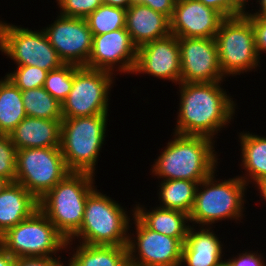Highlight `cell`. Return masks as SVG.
Wrapping results in <instances>:
<instances>
[{"label":"cell","mask_w":266,"mask_h":266,"mask_svg":"<svg viewBox=\"0 0 266 266\" xmlns=\"http://www.w3.org/2000/svg\"><path fill=\"white\" fill-rule=\"evenodd\" d=\"M85 19L92 35H100L125 28L126 9L101 4Z\"/></svg>","instance_id":"obj_28"},{"label":"cell","mask_w":266,"mask_h":266,"mask_svg":"<svg viewBox=\"0 0 266 266\" xmlns=\"http://www.w3.org/2000/svg\"><path fill=\"white\" fill-rule=\"evenodd\" d=\"M73 85V64H63L60 68L49 71L43 88L62 103L69 95Z\"/></svg>","instance_id":"obj_29"},{"label":"cell","mask_w":266,"mask_h":266,"mask_svg":"<svg viewBox=\"0 0 266 266\" xmlns=\"http://www.w3.org/2000/svg\"><path fill=\"white\" fill-rule=\"evenodd\" d=\"M181 63L178 37L154 40L138 48L133 74H147L157 79L180 83Z\"/></svg>","instance_id":"obj_16"},{"label":"cell","mask_w":266,"mask_h":266,"mask_svg":"<svg viewBox=\"0 0 266 266\" xmlns=\"http://www.w3.org/2000/svg\"><path fill=\"white\" fill-rule=\"evenodd\" d=\"M15 257L0 245V266H14Z\"/></svg>","instance_id":"obj_38"},{"label":"cell","mask_w":266,"mask_h":266,"mask_svg":"<svg viewBox=\"0 0 266 266\" xmlns=\"http://www.w3.org/2000/svg\"><path fill=\"white\" fill-rule=\"evenodd\" d=\"M54 22L43 27L49 43L64 64L86 66L92 51L93 35L84 18L57 15Z\"/></svg>","instance_id":"obj_13"},{"label":"cell","mask_w":266,"mask_h":266,"mask_svg":"<svg viewBox=\"0 0 266 266\" xmlns=\"http://www.w3.org/2000/svg\"><path fill=\"white\" fill-rule=\"evenodd\" d=\"M109 114L63 118L60 150L70 172L96 175V165L107 135Z\"/></svg>","instance_id":"obj_6"},{"label":"cell","mask_w":266,"mask_h":266,"mask_svg":"<svg viewBox=\"0 0 266 266\" xmlns=\"http://www.w3.org/2000/svg\"><path fill=\"white\" fill-rule=\"evenodd\" d=\"M26 116L62 120V104L43 87L21 91Z\"/></svg>","instance_id":"obj_27"},{"label":"cell","mask_w":266,"mask_h":266,"mask_svg":"<svg viewBox=\"0 0 266 266\" xmlns=\"http://www.w3.org/2000/svg\"><path fill=\"white\" fill-rule=\"evenodd\" d=\"M252 22L255 32L256 50L259 58L266 53V17L259 15H246Z\"/></svg>","instance_id":"obj_34"},{"label":"cell","mask_w":266,"mask_h":266,"mask_svg":"<svg viewBox=\"0 0 266 266\" xmlns=\"http://www.w3.org/2000/svg\"><path fill=\"white\" fill-rule=\"evenodd\" d=\"M95 175L70 172L38 200L39 209L68 241L80 229L87 197L97 188Z\"/></svg>","instance_id":"obj_3"},{"label":"cell","mask_w":266,"mask_h":266,"mask_svg":"<svg viewBox=\"0 0 266 266\" xmlns=\"http://www.w3.org/2000/svg\"><path fill=\"white\" fill-rule=\"evenodd\" d=\"M255 187L257 188V191H260V197L264 199L266 202V178L261 179L258 183L255 184Z\"/></svg>","instance_id":"obj_42"},{"label":"cell","mask_w":266,"mask_h":266,"mask_svg":"<svg viewBox=\"0 0 266 266\" xmlns=\"http://www.w3.org/2000/svg\"><path fill=\"white\" fill-rule=\"evenodd\" d=\"M61 258H57L50 266H71L70 262H69V258H68V262L67 264L64 263V261H61ZM65 264V265H64Z\"/></svg>","instance_id":"obj_43"},{"label":"cell","mask_w":266,"mask_h":266,"mask_svg":"<svg viewBox=\"0 0 266 266\" xmlns=\"http://www.w3.org/2000/svg\"><path fill=\"white\" fill-rule=\"evenodd\" d=\"M57 258L48 256H28L15 258L14 266H50Z\"/></svg>","instance_id":"obj_37"},{"label":"cell","mask_w":266,"mask_h":266,"mask_svg":"<svg viewBox=\"0 0 266 266\" xmlns=\"http://www.w3.org/2000/svg\"><path fill=\"white\" fill-rule=\"evenodd\" d=\"M138 48L125 28L93 35L92 51L85 67L133 74Z\"/></svg>","instance_id":"obj_14"},{"label":"cell","mask_w":266,"mask_h":266,"mask_svg":"<svg viewBox=\"0 0 266 266\" xmlns=\"http://www.w3.org/2000/svg\"><path fill=\"white\" fill-rule=\"evenodd\" d=\"M133 3H139L152 8L154 11L166 15L169 19L172 18L175 4L177 0H132Z\"/></svg>","instance_id":"obj_36"},{"label":"cell","mask_w":266,"mask_h":266,"mask_svg":"<svg viewBox=\"0 0 266 266\" xmlns=\"http://www.w3.org/2000/svg\"><path fill=\"white\" fill-rule=\"evenodd\" d=\"M225 18L198 0H177L170 32L178 38H215Z\"/></svg>","instance_id":"obj_17"},{"label":"cell","mask_w":266,"mask_h":266,"mask_svg":"<svg viewBox=\"0 0 266 266\" xmlns=\"http://www.w3.org/2000/svg\"><path fill=\"white\" fill-rule=\"evenodd\" d=\"M60 11L66 17L86 18L102 4V0H56Z\"/></svg>","instance_id":"obj_32"},{"label":"cell","mask_w":266,"mask_h":266,"mask_svg":"<svg viewBox=\"0 0 266 266\" xmlns=\"http://www.w3.org/2000/svg\"><path fill=\"white\" fill-rule=\"evenodd\" d=\"M198 182L183 179L159 181L158 207L191 214L195 203Z\"/></svg>","instance_id":"obj_25"},{"label":"cell","mask_w":266,"mask_h":266,"mask_svg":"<svg viewBox=\"0 0 266 266\" xmlns=\"http://www.w3.org/2000/svg\"><path fill=\"white\" fill-rule=\"evenodd\" d=\"M134 214L151 230L177 238L185 243L190 228V217L178 210L164 209L157 205L149 208L135 204Z\"/></svg>","instance_id":"obj_22"},{"label":"cell","mask_w":266,"mask_h":266,"mask_svg":"<svg viewBox=\"0 0 266 266\" xmlns=\"http://www.w3.org/2000/svg\"><path fill=\"white\" fill-rule=\"evenodd\" d=\"M48 71L35 66H16V70L6 73L21 91L43 87Z\"/></svg>","instance_id":"obj_30"},{"label":"cell","mask_w":266,"mask_h":266,"mask_svg":"<svg viewBox=\"0 0 266 266\" xmlns=\"http://www.w3.org/2000/svg\"><path fill=\"white\" fill-rule=\"evenodd\" d=\"M151 166L152 176L159 180L183 179L200 183L217 169L215 141L205 136L174 133Z\"/></svg>","instance_id":"obj_2"},{"label":"cell","mask_w":266,"mask_h":266,"mask_svg":"<svg viewBox=\"0 0 266 266\" xmlns=\"http://www.w3.org/2000/svg\"><path fill=\"white\" fill-rule=\"evenodd\" d=\"M9 184V181L0 176V192Z\"/></svg>","instance_id":"obj_44"},{"label":"cell","mask_w":266,"mask_h":266,"mask_svg":"<svg viewBox=\"0 0 266 266\" xmlns=\"http://www.w3.org/2000/svg\"><path fill=\"white\" fill-rule=\"evenodd\" d=\"M215 173L198 184L195 203L189 215L193 226L214 227L213 224L228 219L235 222L240 220L242 223L241 219L245 216V193L250 186L239 175L218 180Z\"/></svg>","instance_id":"obj_4"},{"label":"cell","mask_w":266,"mask_h":266,"mask_svg":"<svg viewBox=\"0 0 266 266\" xmlns=\"http://www.w3.org/2000/svg\"><path fill=\"white\" fill-rule=\"evenodd\" d=\"M218 266H229V264L226 261H223L220 265Z\"/></svg>","instance_id":"obj_45"},{"label":"cell","mask_w":266,"mask_h":266,"mask_svg":"<svg viewBox=\"0 0 266 266\" xmlns=\"http://www.w3.org/2000/svg\"><path fill=\"white\" fill-rule=\"evenodd\" d=\"M133 3L132 0H102V4L127 9Z\"/></svg>","instance_id":"obj_39"},{"label":"cell","mask_w":266,"mask_h":266,"mask_svg":"<svg viewBox=\"0 0 266 266\" xmlns=\"http://www.w3.org/2000/svg\"><path fill=\"white\" fill-rule=\"evenodd\" d=\"M71 247L72 241H67L66 250L72 248L69 259L71 266H129L127 246H103L78 243ZM76 250V251H75Z\"/></svg>","instance_id":"obj_24"},{"label":"cell","mask_w":266,"mask_h":266,"mask_svg":"<svg viewBox=\"0 0 266 266\" xmlns=\"http://www.w3.org/2000/svg\"><path fill=\"white\" fill-rule=\"evenodd\" d=\"M2 78L0 79V134L9 135L26 117V113L21 90L6 76Z\"/></svg>","instance_id":"obj_26"},{"label":"cell","mask_w":266,"mask_h":266,"mask_svg":"<svg viewBox=\"0 0 266 266\" xmlns=\"http://www.w3.org/2000/svg\"><path fill=\"white\" fill-rule=\"evenodd\" d=\"M0 51L17 66H35L49 72L64 64L43 29L33 31L5 20H0Z\"/></svg>","instance_id":"obj_10"},{"label":"cell","mask_w":266,"mask_h":266,"mask_svg":"<svg viewBox=\"0 0 266 266\" xmlns=\"http://www.w3.org/2000/svg\"><path fill=\"white\" fill-rule=\"evenodd\" d=\"M68 173L60 147L17 150L15 182L24 186L37 200Z\"/></svg>","instance_id":"obj_11"},{"label":"cell","mask_w":266,"mask_h":266,"mask_svg":"<svg viewBox=\"0 0 266 266\" xmlns=\"http://www.w3.org/2000/svg\"><path fill=\"white\" fill-rule=\"evenodd\" d=\"M225 261L229 264V266H266L265 257H263V253L258 254L253 250L252 251H243V253H239L237 256L230 257L229 259H225Z\"/></svg>","instance_id":"obj_33"},{"label":"cell","mask_w":266,"mask_h":266,"mask_svg":"<svg viewBox=\"0 0 266 266\" xmlns=\"http://www.w3.org/2000/svg\"><path fill=\"white\" fill-rule=\"evenodd\" d=\"M127 209L97 188L87 197L79 231L68 241L89 245L127 246L131 216ZM129 215V216H128Z\"/></svg>","instance_id":"obj_5"},{"label":"cell","mask_w":266,"mask_h":266,"mask_svg":"<svg viewBox=\"0 0 266 266\" xmlns=\"http://www.w3.org/2000/svg\"><path fill=\"white\" fill-rule=\"evenodd\" d=\"M241 168L245 171L239 177L247 184H256L266 178V137L253 132H240Z\"/></svg>","instance_id":"obj_23"},{"label":"cell","mask_w":266,"mask_h":266,"mask_svg":"<svg viewBox=\"0 0 266 266\" xmlns=\"http://www.w3.org/2000/svg\"><path fill=\"white\" fill-rule=\"evenodd\" d=\"M125 29L137 48L171 34L166 15L139 3H132L126 9Z\"/></svg>","instance_id":"obj_19"},{"label":"cell","mask_w":266,"mask_h":266,"mask_svg":"<svg viewBox=\"0 0 266 266\" xmlns=\"http://www.w3.org/2000/svg\"><path fill=\"white\" fill-rule=\"evenodd\" d=\"M212 227L190 226L182 249L180 266H218L225 254L223 243Z\"/></svg>","instance_id":"obj_18"},{"label":"cell","mask_w":266,"mask_h":266,"mask_svg":"<svg viewBox=\"0 0 266 266\" xmlns=\"http://www.w3.org/2000/svg\"><path fill=\"white\" fill-rule=\"evenodd\" d=\"M205 6L219 12L224 18L238 17L242 14L230 3L229 0H198Z\"/></svg>","instance_id":"obj_35"},{"label":"cell","mask_w":266,"mask_h":266,"mask_svg":"<svg viewBox=\"0 0 266 266\" xmlns=\"http://www.w3.org/2000/svg\"><path fill=\"white\" fill-rule=\"evenodd\" d=\"M17 149L9 135L0 134V176L9 182L16 180Z\"/></svg>","instance_id":"obj_31"},{"label":"cell","mask_w":266,"mask_h":266,"mask_svg":"<svg viewBox=\"0 0 266 266\" xmlns=\"http://www.w3.org/2000/svg\"><path fill=\"white\" fill-rule=\"evenodd\" d=\"M180 82H224L215 38H178Z\"/></svg>","instance_id":"obj_15"},{"label":"cell","mask_w":266,"mask_h":266,"mask_svg":"<svg viewBox=\"0 0 266 266\" xmlns=\"http://www.w3.org/2000/svg\"><path fill=\"white\" fill-rule=\"evenodd\" d=\"M221 84H178L180 102L173 134L205 136L214 140L223 128L231 124L237 104Z\"/></svg>","instance_id":"obj_1"},{"label":"cell","mask_w":266,"mask_h":266,"mask_svg":"<svg viewBox=\"0 0 266 266\" xmlns=\"http://www.w3.org/2000/svg\"><path fill=\"white\" fill-rule=\"evenodd\" d=\"M38 200L20 183L9 182L0 192V236L39 209Z\"/></svg>","instance_id":"obj_21"},{"label":"cell","mask_w":266,"mask_h":266,"mask_svg":"<svg viewBox=\"0 0 266 266\" xmlns=\"http://www.w3.org/2000/svg\"><path fill=\"white\" fill-rule=\"evenodd\" d=\"M230 3L242 14L246 15L249 13V10L247 11L246 6L250 2L249 0H229Z\"/></svg>","instance_id":"obj_40"},{"label":"cell","mask_w":266,"mask_h":266,"mask_svg":"<svg viewBox=\"0 0 266 266\" xmlns=\"http://www.w3.org/2000/svg\"><path fill=\"white\" fill-rule=\"evenodd\" d=\"M215 41L219 65L225 78L257 71L261 67L254 28L246 15L225 18L215 35Z\"/></svg>","instance_id":"obj_7"},{"label":"cell","mask_w":266,"mask_h":266,"mask_svg":"<svg viewBox=\"0 0 266 266\" xmlns=\"http://www.w3.org/2000/svg\"><path fill=\"white\" fill-rule=\"evenodd\" d=\"M131 220L134 222L129 225V266H180L182 241L149 229L135 214ZM133 223L135 231L130 230Z\"/></svg>","instance_id":"obj_12"},{"label":"cell","mask_w":266,"mask_h":266,"mask_svg":"<svg viewBox=\"0 0 266 266\" xmlns=\"http://www.w3.org/2000/svg\"><path fill=\"white\" fill-rule=\"evenodd\" d=\"M61 122L26 116L9 136L17 150L60 147Z\"/></svg>","instance_id":"obj_20"},{"label":"cell","mask_w":266,"mask_h":266,"mask_svg":"<svg viewBox=\"0 0 266 266\" xmlns=\"http://www.w3.org/2000/svg\"><path fill=\"white\" fill-rule=\"evenodd\" d=\"M115 76L105 70L73 64V85L61 103L62 118L109 114V96Z\"/></svg>","instance_id":"obj_9"},{"label":"cell","mask_w":266,"mask_h":266,"mask_svg":"<svg viewBox=\"0 0 266 266\" xmlns=\"http://www.w3.org/2000/svg\"><path fill=\"white\" fill-rule=\"evenodd\" d=\"M259 3V9H256L255 12H252L253 9L251 10V13L249 12L246 15H259V16H264L266 17V0H257L256 3Z\"/></svg>","instance_id":"obj_41"},{"label":"cell","mask_w":266,"mask_h":266,"mask_svg":"<svg viewBox=\"0 0 266 266\" xmlns=\"http://www.w3.org/2000/svg\"><path fill=\"white\" fill-rule=\"evenodd\" d=\"M66 243L67 240L40 209L0 236V245L15 258L61 257L58 252L66 250Z\"/></svg>","instance_id":"obj_8"}]
</instances>
